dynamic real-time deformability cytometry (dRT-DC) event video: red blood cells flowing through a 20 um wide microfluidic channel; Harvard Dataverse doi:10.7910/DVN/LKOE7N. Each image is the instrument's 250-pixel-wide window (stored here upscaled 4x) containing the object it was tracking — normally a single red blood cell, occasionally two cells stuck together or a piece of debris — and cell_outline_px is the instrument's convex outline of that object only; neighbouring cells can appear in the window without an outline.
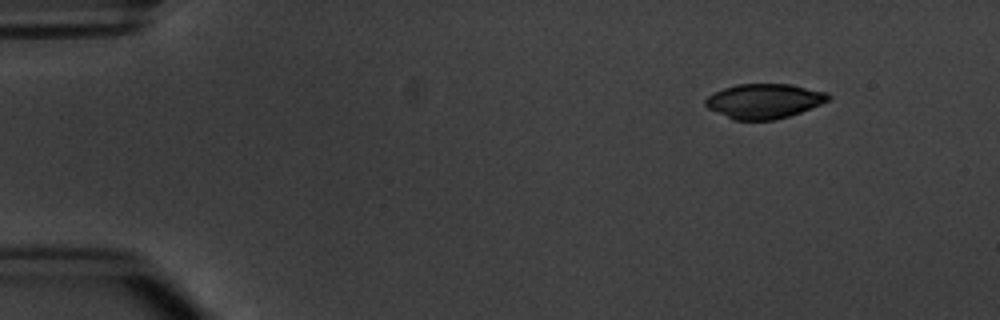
{"species": "common noctule bat (a hibernating species)", "species_latin": "Nyctalus noctula", "temperature_condition": "warm", "stored_images_in_passage": 3, "camera_frame_rate_fps": 3000, "um_per_image_px": 0.085, "animal": {"sex": "male", "body_mass_g": 20.1, "forearm_length_mm": 53.5}, "frame": {"image": 1, "passage_image": 1, "time_ms": 0.0, "image_size_px": [1000, 320], "cell_outline_px": [[832, 96], [828, 100], [820, 104], [800, 112], [776, 120], [732, 120], [708, 108], [704, 104], [704, 100], [708, 96], [724, 88], [736, 84], [792, 84], [828, 92]], "centroid_in_image_um": [64.95, 8.59], "position_along_channel_um": 20.0, "area_um2": 24.91}}
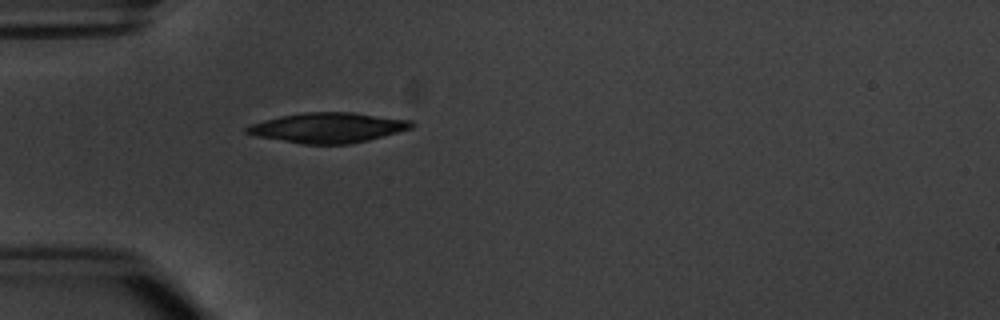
{"frame": {"image": 2, "passage_image": 3, "time_ms": 3.333, "image_size_px": [1000, 320], "cell_outline_px": [[416, 124], [412, 128], [368, 140], [348, 144], [304, 144], [256, 136], [244, 132], [244, 128], [252, 124], [264, 120], [280, 116], [304, 112], [352, 112], [412, 120]], "centroid_in_image_um": [27.89, 10.84], "position_along_channel_um": 57.1, "area_um2": 28.78}}